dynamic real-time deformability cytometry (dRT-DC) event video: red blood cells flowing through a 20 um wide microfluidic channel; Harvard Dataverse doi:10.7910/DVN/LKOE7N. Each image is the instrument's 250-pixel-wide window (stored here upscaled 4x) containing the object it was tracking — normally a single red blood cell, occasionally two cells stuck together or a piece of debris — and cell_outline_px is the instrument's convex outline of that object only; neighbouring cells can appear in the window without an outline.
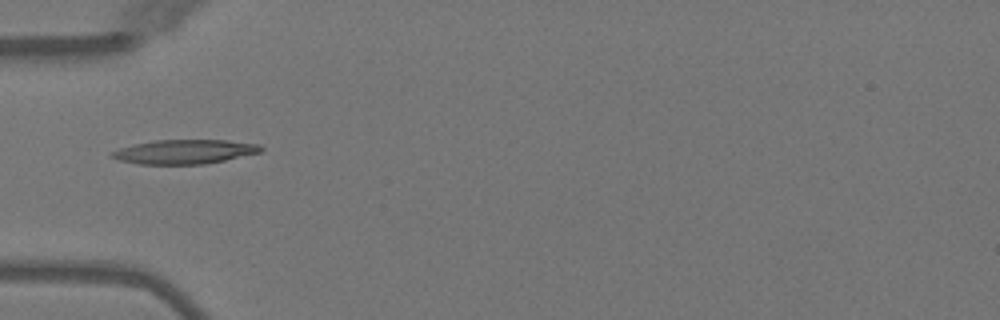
{"species": "Egyptian fruit bat (a non-hibernating species)", "species_latin": "Rousettus aegyptiacus", "temperature_condition": "warm", "stored_images_in_passage": 5, "camera_frame_rate_fps": 3000, "um_per_image_px": 0.085, "animal": {"sex": "female"}, "frame": {"image": 1, "passage_image": 4, "time_ms": 5.0, "image_size_px": [1000, 320], "cell_outline_px": [[264, 148], [260, 152], [224, 160], [204, 164], [140, 164], [120, 160], [108, 156], [108, 152], [120, 148], [136, 144], [156, 140], [228, 140], [260, 144]], "centroid_in_image_um": [15.67, 12.89], "position_along_channel_um": 69.3, "area_um2": 20.98}}
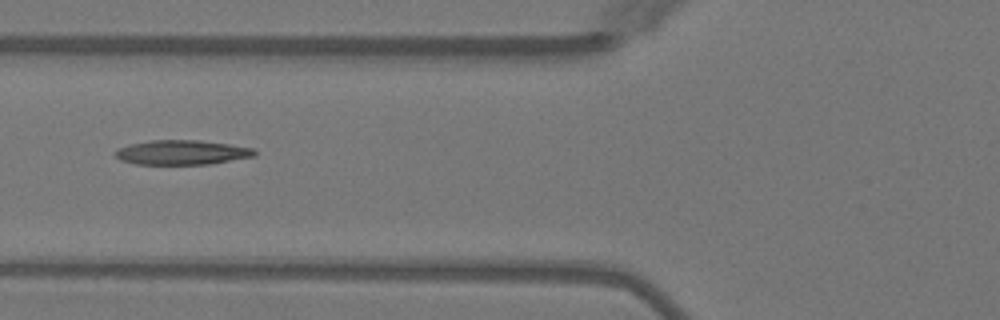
{"frame": {"image": 2, "passage_image": 5, "time_ms": 6.0, "image_size_px": [1000, 320], "cell_outline_px": [[256, 156], [208, 164], [136, 164], [120, 160], [116, 156], [116, 148], [128, 144], [152, 140], [200, 140], [228, 144], [252, 148], [256, 152]], "centroid_in_image_um": [15.43, 12.95], "position_along_channel_um": 110.4, "area_um2": 19.88}}